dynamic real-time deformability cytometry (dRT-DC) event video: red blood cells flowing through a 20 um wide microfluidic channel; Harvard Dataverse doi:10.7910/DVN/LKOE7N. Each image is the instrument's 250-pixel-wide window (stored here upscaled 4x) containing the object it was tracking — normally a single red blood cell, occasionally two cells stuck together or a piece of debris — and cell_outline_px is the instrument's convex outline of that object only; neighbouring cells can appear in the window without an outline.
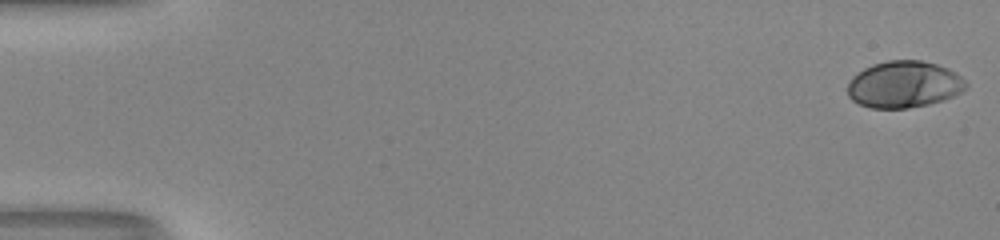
{"species": "human", "species_latin": "Homo sapiens", "temperature_condition": "room temperature", "stored_images_in_passage": 53, "camera_frame_rate_fps": 3000, "um_per_image_px": 0.085, "donor": {"sex": "male"}, "frame": {"image": 1, "passage_image": 1, "time_ms": 0.0, "image_size_px": [1000, 240], "cell_outline_px": [[968, 88], [944, 100], [928, 104], [908, 108], [872, 108], [860, 104], [852, 100], [848, 96], [848, 84], [852, 76], [864, 68], [872, 64], [888, 60], [920, 60], [936, 64], [948, 68], [956, 72], [968, 84]], "centroid_in_image_um": [76.84, 7.17], "position_along_channel_um": 8.2, "area_um2": 32.31}}
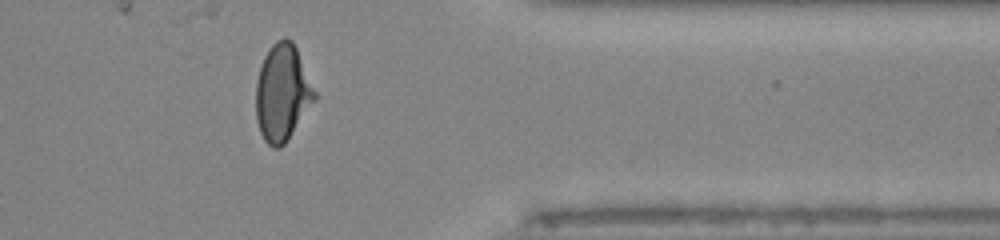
{"frame": {"image": 2, "passage_image": 44, "time_ms": 14.333, "image_size_px": [1000, 240], "cell_outline_px": [[316, 100], [288, 140], [280, 148], [272, 148], [264, 140], [260, 132], [256, 120], [256, 84], [260, 68], [264, 56], [268, 48], [276, 40], [284, 36], [292, 40], [296, 48], [316, 92]], "centroid_in_image_um": [24.0, 7.89], "position_along_channel_um": 387.4, "area_um2": 33.23}}
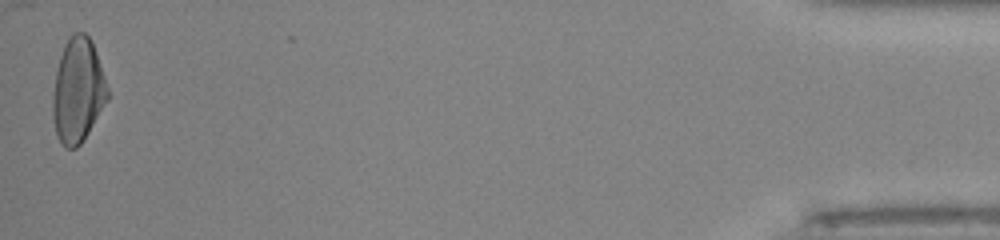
{"frame": {"image": 3, "passage_image": 53, "time_ms": 17.333, "image_size_px": [1000, 240], "cell_outline_px": [[108, 100], [88, 132], [80, 144], [76, 148], [64, 148], [60, 144], [56, 136], [52, 116], [52, 96], [56, 72], [60, 56], [64, 44], [68, 36], [72, 32], [84, 32], [92, 40], [108, 88]], "centroid_in_image_um": [6.59, 7.69], "position_along_channel_um": 428.6, "area_um2": 33.58}, "authors_computed_cell_mechanics": {"area_um2": 32.079, "velocity_mm_per_s": 4.0354, "shape_relaxation_time_tau1_ms": 7.5233, "shape_relaxation_time_tau2_ms": null, "deformation_change_tau1": 0.2587, "deformation_change_tau2": null}}